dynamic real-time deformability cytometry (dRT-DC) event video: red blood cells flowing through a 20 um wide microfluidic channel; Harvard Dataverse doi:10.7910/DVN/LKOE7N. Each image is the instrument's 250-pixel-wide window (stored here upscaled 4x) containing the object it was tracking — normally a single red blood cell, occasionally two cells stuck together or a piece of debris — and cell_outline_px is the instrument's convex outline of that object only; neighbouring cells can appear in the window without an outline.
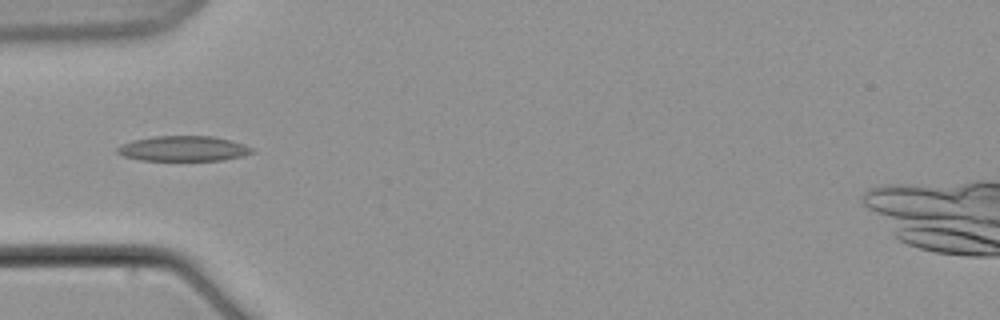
{"species": "common noctule bat (a hibernating species)", "species_latin": "Nyctalus noctula", "temperature_condition": "warm", "stored_images_in_passage": 9, "camera_frame_rate_fps": 3000, "um_per_image_px": 0.085, "animal": {"sex": "male", "body_mass_g": 21.5, "forearm_length_mm": 52.0}, "frame": {"image": 1, "passage_image": 6, "time_ms": 7.333, "image_size_px": [1000, 320], "cell_outline_px": [[256, 152], [244, 156], [224, 160], [140, 160], [124, 156], [116, 152], [116, 148], [120, 144], [132, 140], [152, 136], [212, 136], [244, 144], [252, 148]], "centroid_in_image_um": [15.58, 12.63], "position_along_channel_um": 69.4, "area_um2": 19.88}}
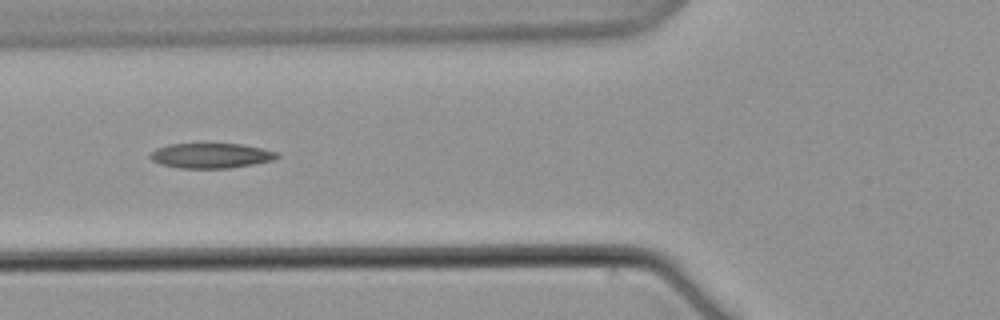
{"frame": {"image": 2, "passage_image": 7, "time_ms": 8.667, "image_size_px": [1000, 320], "cell_outline_px": [[280, 156], [272, 160], [252, 164], [228, 168], [180, 168], [160, 164], [152, 160], [148, 156], [156, 148], [168, 144], [240, 144], [280, 152]], "centroid_in_image_um": [17.92, 13.23], "position_along_channel_um": 107.9, "area_um2": 18.38}}
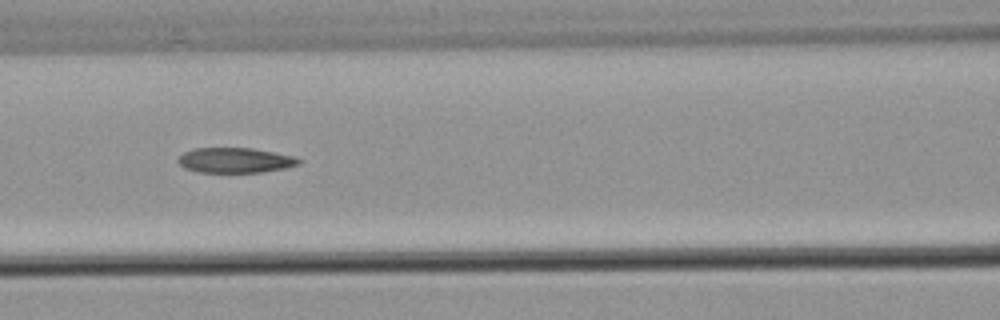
{"frame": {"image": 3, "passage_image": 8, "time_ms": 10.0, "image_size_px": [1000, 320], "cell_outline_px": [[304, 160], [300, 164], [284, 168], [260, 172], [196, 172], [184, 168], [176, 160], [184, 152], [196, 148], [252, 148], [292, 156]], "centroid_in_image_um": [19.97, 13.62], "position_along_channel_um": 146.6, "area_um2": 17.57}}